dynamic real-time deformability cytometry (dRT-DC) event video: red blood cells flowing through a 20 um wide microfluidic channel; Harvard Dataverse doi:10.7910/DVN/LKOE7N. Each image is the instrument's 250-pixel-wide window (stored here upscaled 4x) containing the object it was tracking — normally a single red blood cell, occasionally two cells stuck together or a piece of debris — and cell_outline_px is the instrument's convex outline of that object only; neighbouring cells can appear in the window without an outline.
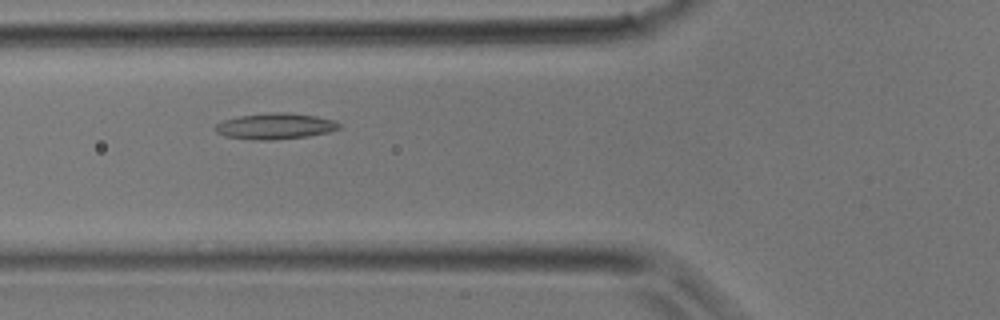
{"species": "common noctule bat (a hibernating species)", "species_latin": "Nyctalus noctula", "temperature_condition": "room temperature", "stored_images_in_passage": 22, "camera_frame_rate_fps": 3000, "um_per_image_px": 0.085, "animal": {"sex": "male", "body_mass_g": 17.9}, "frame": {"image": 1, "passage_image": 3, "time_ms": 0.667, "image_size_px": [1000, 320], "cell_outline_px": [[340, 128], [328, 132], [308, 136], [272, 140], [252, 140], [224, 136], [216, 132], [212, 128], [216, 124], [224, 120], [240, 116], [272, 112], [288, 112], [316, 116], [332, 120], [340, 124]], "centroid_in_image_um": [23.35, 10.73], "position_along_channel_um": 102.4, "area_um2": 18.79}}
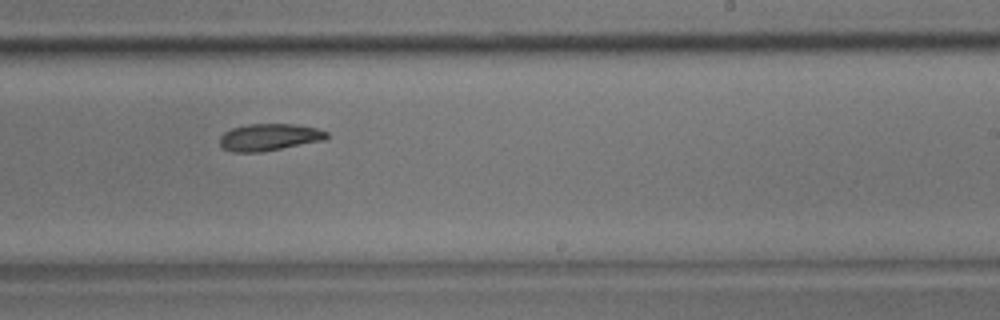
{"frame": {"image": 2, "passage_image": 12, "time_ms": 3.667, "image_size_px": [1000, 320], "cell_outline_px": [[328, 136], [324, 140], [260, 152], [232, 152], [224, 148], [220, 144], [220, 136], [224, 132], [232, 128], [248, 124], [292, 124], [316, 128], [328, 132]], "centroid_in_image_um": [22.86, 11.66], "position_along_channel_um": 266.1, "area_um2": 16.65}}
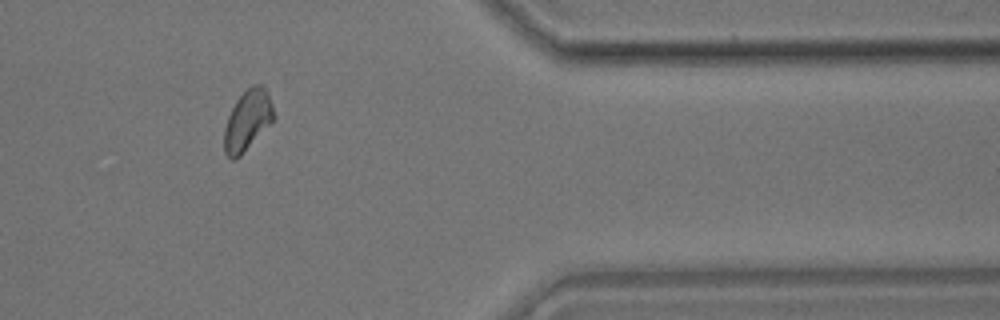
{"frame": {"image": 3, "passage_image": 20, "time_ms": 6.333, "image_size_px": [1000, 320], "cell_outline_px": [[276, 120], [240, 156], [232, 160], [224, 152], [224, 128], [228, 116], [236, 100], [252, 84], [264, 84], [268, 92], [276, 116]], "centroid_in_image_um": [21.08, 10.22], "position_along_channel_um": 390.3, "area_um2": 17.8}}